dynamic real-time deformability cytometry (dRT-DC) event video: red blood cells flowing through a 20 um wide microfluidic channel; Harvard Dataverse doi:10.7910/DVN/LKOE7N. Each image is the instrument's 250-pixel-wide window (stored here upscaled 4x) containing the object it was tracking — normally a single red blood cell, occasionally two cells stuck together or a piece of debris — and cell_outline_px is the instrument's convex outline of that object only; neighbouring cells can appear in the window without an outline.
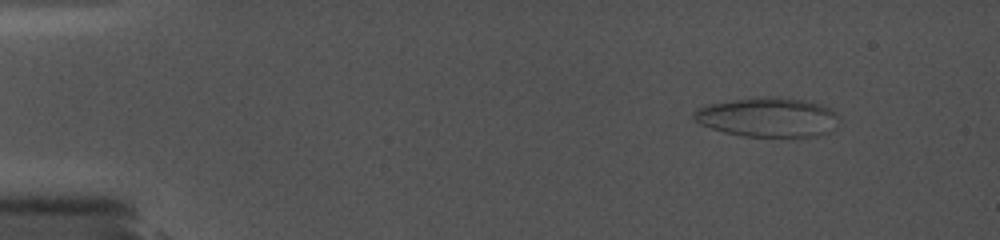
{"species": "common noctule bat (a hibernating species)", "species_latin": "Nyctalus noctula", "temperature_condition": "cold", "stored_images_in_passage": 31, "camera_frame_rate_fps": 5000, "um_per_image_px": 0.085, "animal": {"sex": "female", "body_mass_g": 19.0, "forearm_length_mm": 56.7}, "frame": {"image": 1, "passage_image": 4, "time_ms": 2.0, "image_size_px": [1000, 240], "cell_outline_px": [[840, 124], [836, 128], [820, 136], [740, 136], [724, 132], [700, 124], [692, 116], [692, 112], [708, 104], [724, 100], [772, 96], [780, 96], [804, 100], [820, 104], [836, 112], [840, 116]], "centroid_in_image_um": [65.31, 9.95], "position_along_channel_um": 19.7, "area_um2": 33.76}}
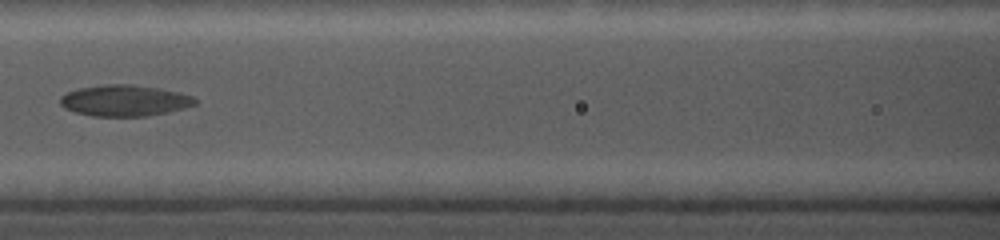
{"frame": {"image": 2, "passage_image": 16, "time_ms": 8.8, "image_size_px": [1000, 240], "cell_outline_px": [[196, 104], [184, 108], [168, 112], [148, 116], [92, 116], [76, 112], [64, 108], [60, 104], [60, 96], [68, 92], [80, 88], [108, 84], [132, 84], [160, 88], [180, 92], [192, 96], [196, 100]], "centroid_in_image_um": [10.6, 8.55], "position_along_channel_um": 156.0, "area_um2": 24.51}}
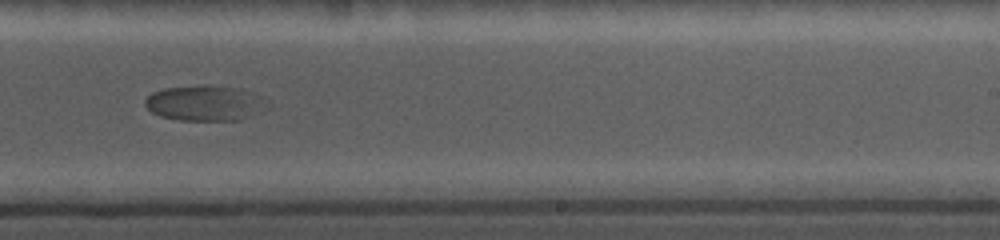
{"frame": {"image": 3, "passage_image": 22, "time_ms": 12.0, "image_size_px": [1000, 240], "cell_outline_px": [[272, 104], [252, 116], [240, 120], [180, 120], [160, 116], [152, 112], [144, 104], [144, 100], [152, 92], [164, 88], [204, 84], [212, 84], [236, 88], [252, 92], [272, 100]], "centroid_in_image_um": [17.49, 8.75], "position_along_channel_um": 271.5, "area_um2": 25.78}}